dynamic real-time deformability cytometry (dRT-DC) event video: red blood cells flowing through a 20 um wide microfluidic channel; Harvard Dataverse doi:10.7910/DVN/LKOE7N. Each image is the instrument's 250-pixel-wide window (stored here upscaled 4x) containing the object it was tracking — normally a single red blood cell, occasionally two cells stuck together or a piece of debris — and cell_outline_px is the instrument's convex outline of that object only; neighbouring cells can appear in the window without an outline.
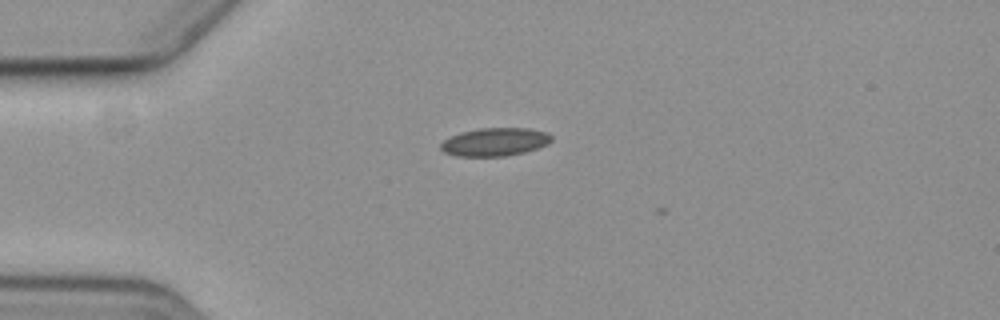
{"species": "common noctule bat (a hibernating species)", "species_latin": "Nyctalus noctula", "temperature_condition": "cold", "stored_images_in_passage": 2, "camera_frame_rate_fps": 3000, "um_per_image_px": 0.085, "animal": {"sex": "female", "body_mass_g": 19.3, "forearm_length_mm": 54.1}, "frame": {"image": 1, "passage_image": 1, "time_ms": 0.0, "image_size_px": [1000, 320], "cell_outline_px": [[552, 140], [548, 144], [524, 152], [504, 156], [456, 156], [444, 152], [440, 148], [440, 144], [444, 140], [460, 132], [480, 128], [528, 128], [548, 132], [552, 136]], "centroid_in_image_um": [42.07, 12.06], "position_along_channel_um": 42.9, "area_um2": 18.15}}